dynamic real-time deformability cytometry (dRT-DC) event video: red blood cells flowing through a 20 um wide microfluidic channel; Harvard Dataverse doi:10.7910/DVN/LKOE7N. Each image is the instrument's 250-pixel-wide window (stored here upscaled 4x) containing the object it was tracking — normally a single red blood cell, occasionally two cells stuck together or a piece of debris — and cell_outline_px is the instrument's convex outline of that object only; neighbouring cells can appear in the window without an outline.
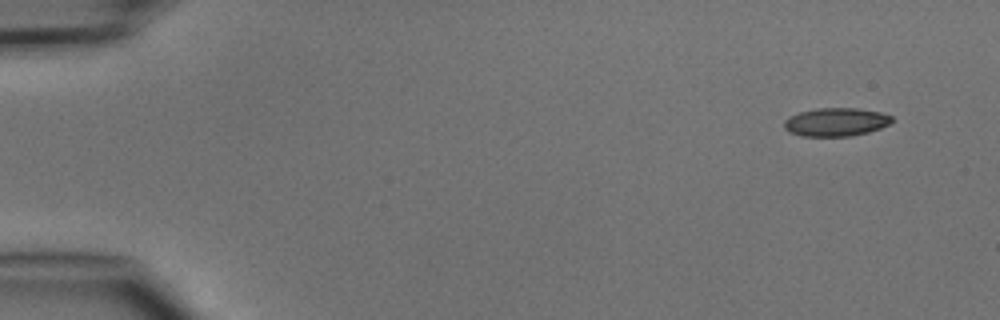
{"species": "common noctule bat (a hibernating species)", "species_latin": "Nyctalus noctula", "temperature_condition": "cold", "stored_images_in_passage": 5, "segment_of_instrument_passage": [1, 2], "camera_frame_rate_fps": 3000, "um_per_image_px": 0.085, "animal": {"sex": "male", "body_mass_g": 15.6}, "frame": {"image": 1, "passage_image": 1, "time_ms": 0.0, "image_size_px": [1000, 320], "cell_outline_px": [[892, 120], [888, 124], [880, 128], [868, 132], [852, 136], [804, 136], [788, 132], [784, 128], [784, 120], [788, 116], [800, 112], [816, 108], [856, 108], [880, 112], [892, 116]], "centroid_in_image_um": [71.02, 10.37], "position_along_channel_um": 14.0, "area_um2": 17.8}}
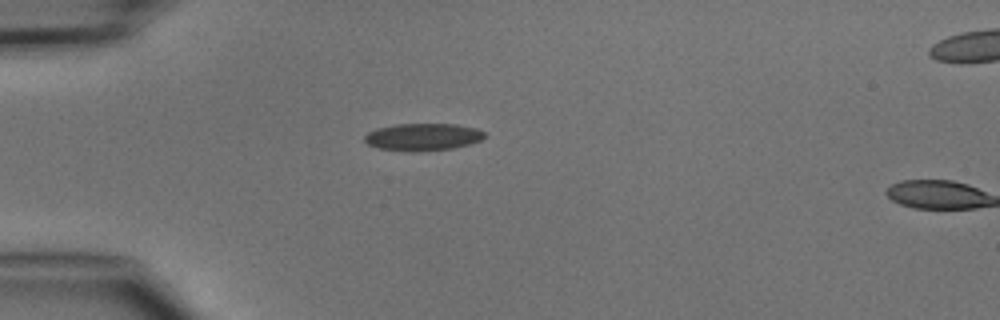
{"frame": {"image": 2, "passage_image": 4, "time_ms": 3.333, "image_size_px": [1000, 320], "cell_outline_px": [[484, 136], [480, 140], [468, 144], [452, 148], [420, 152], [412, 152], [380, 148], [368, 144], [364, 140], [364, 136], [368, 132], [376, 128], [396, 124], [456, 124], [476, 128], [484, 132]], "centroid_in_image_um": [35.91, 11.64], "position_along_channel_um": 49.1, "area_um2": 19.02}}